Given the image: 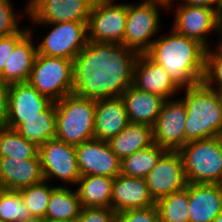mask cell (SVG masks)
<instances>
[{"mask_svg": "<svg viewBox=\"0 0 222 222\" xmlns=\"http://www.w3.org/2000/svg\"><path fill=\"white\" fill-rule=\"evenodd\" d=\"M155 202L187 187L183 160L179 151H166L145 178Z\"/></svg>", "mask_w": 222, "mask_h": 222, "instance_id": "4fadbf2b", "label": "cell"}, {"mask_svg": "<svg viewBox=\"0 0 222 222\" xmlns=\"http://www.w3.org/2000/svg\"><path fill=\"white\" fill-rule=\"evenodd\" d=\"M167 13H169V17L173 13L172 26L170 25V27L175 32L199 41L206 48H211L221 43L222 17L215 10L201 6L180 4L177 0H169ZM213 33L216 35H214V39H211L210 36ZM213 40L215 42L211 43Z\"/></svg>", "mask_w": 222, "mask_h": 222, "instance_id": "52a82bcc", "label": "cell"}, {"mask_svg": "<svg viewBox=\"0 0 222 222\" xmlns=\"http://www.w3.org/2000/svg\"><path fill=\"white\" fill-rule=\"evenodd\" d=\"M44 222H67V221L44 219Z\"/></svg>", "mask_w": 222, "mask_h": 222, "instance_id": "ee69618b", "label": "cell"}, {"mask_svg": "<svg viewBox=\"0 0 222 222\" xmlns=\"http://www.w3.org/2000/svg\"><path fill=\"white\" fill-rule=\"evenodd\" d=\"M82 206L72 186H56L50 194L44 219L76 222Z\"/></svg>", "mask_w": 222, "mask_h": 222, "instance_id": "484cf974", "label": "cell"}, {"mask_svg": "<svg viewBox=\"0 0 222 222\" xmlns=\"http://www.w3.org/2000/svg\"><path fill=\"white\" fill-rule=\"evenodd\" d=\"M44 180L39 155L32 159L0 158V182L6 190H20Z\"/></svg>", "mask_w": 222, "mask_h": 222, "instance_id": "ffe728a7", "label": "cell"}, {"mask_svg": "<svg viewBox=\"0 0 222 222\" xmlns=\"http://www.w3.org/2000/svg\"><path fill=\"white\" fill-rule=\"evenodd\" d=\"M156 205L144 178L119 174L112 185L111 209L122 212Z\"/></svg>", "mask_w": 222, "mask_h": 222, "instance_id": "ac0fdd59", "label": "cell"}, {"mask_svg": "<svg viewBox=\"0 0 222 222\" xmlns=\"http://www.w3.org/2000/svg\"><path fill=\"white\" fill-rule=\"evenodd\" d=\"M186 107L185 145L194 140L222 136V98L220 91L203 82L180 89Z\"/></svg>", "mask_w": 222, "mask_h": 222, "instance_id": "3957f363", "label": "cell"}, {"mask_svg": "<svg viewBox=\"0 0 222 222\" xmlns=\"http://www.w3.org/2000/svg\"><path fill=\"white\" fill-rule=\"evenodd\" d=\"M29 33L28 24L20 32L0 37V75L16 45Z\"/></svg>", "mask_w": 222, "mask_h": 222, "instance_id": "d590c367", "label": "cell"}, {"mask_svg": "<svg viewBox=\"0 0 222 222\" xmlns=\"http://www.w3.org/2000/svg\"><path fill=\"white\" fill-rule=\"evenodd\" d=\"M9 85L0 79V127H5L8 114Z\"/></svg>", "mask_w": 222, "mask_h": 222, "instance_id": "74e56055", "label": "cell"}, {"mask_svg": "<svg viewBox=\"0 0 222 222\" xmlns=\"http://www.w3.org/2000/svg\"><path fill=\"white\" fill-rule=\"evenodd\" d=\"M160 32L145 53L159 64L179 89L201 83L205 71L206 47L199 41L175 32Z\"/></svg>", "mask_w": 222, "mask_h": 222, "instance_id": "7a4b0ae2", "label": "cell"}, {"mask_svg": "<svg viewBox=\"0 0 222 222\" xmlns=\"http://www.w3.org/2000/svg\"><path fill=\"white\" fill-rule=\"evenodd\" d=\"M19 222H44V218L38 216H30Z\"/></svg>", "mask_w": 222, "mask_h": 222, "instance_id": "ab89813d", "label": "cell"}, {"mask_svg": "<svg viewBox=\"0 0 222 222\" xmlns=\"http://www.w3.org/2000/svg\"><path fill=\"white\" fill-rule=\"evenodd\" d=\"M73 60L38 54L28 83L56 102L73 92Z\"/></svg>", "mask_w": 222, "mask_h": 222, "instance_id": "9c48e42d", "label": "cell"}, {"mask_svg": "<svg viewBox=\"0 0 222 222\" xmlns=\"http://www.w3.org/2000/svg\"><path fill=\"white\" fill-rule=\"evenodd\" d=\"M160 222H189V199L187 187L169 194L156 202Z\"/></svg>", "mask_w": 222, "mask_h": 222, "instance_id": "f546056e", "label": "cell"}, {"mask_svg": "<svg viewBox=\"0 0 222 222\" xmlns=\"http://www.w3.org/2000/svg\"><path fill=\"white\" fill-rule=\"evenodd\" d=\"M26 140L41 146L48 140L54 139L56 134V107L53 102L40 117L24 119V123L14 128Z\"/></svg>", "mask_w": 222, "mask_h": 222, "instance_id": "4316f807", "label": "cell"}, {"mask_svg": "<svg viewBox=\"0 0 222 222\" xmlns=\"http://www.w3.org/2000/svg\"><path fill=\"white\" fill-rule=\"evenodd\" d=\"M5 190H6L5 186L0 182V198H1V195L4 193Z\"/></svg>", "mask_w": 222, "mask_h": 222, "instance_id": "7bdbcfd3", "label": "cell"}, {"mask_svg": "<svg viewBox=\"0 0 222 222\" xmlns=\"http://www.w3.org/2000/svg\"><path fill=\"white\" fill-rule=\"evenodd\" d=\"M127 111L130 123L154 126L162 105L163 97L137 89L130 85L120 96Z\"/></svg>", "mask_w": 222, "mask_h": 222, "instance_id": "7402d4cb", "label": "cell"}, {"mask_svg": "<svg viewBox=\"0 0 222 222\" xmlns=\"http://www.w3.org/2000/svg\"><path fill=\"white\" fill-rule=\"evenodd\" d=\"M76 222H117V212L111 208L82 207Z\"/></svg>", "mask_w": 222, "mask_h": 222, "instance_id": "8d00e7d4", "label": "cell"}, {"mask_svg": "<svg viewBox=\"0 0 222 222\" xmlns=\"http://www.w3.org/2000/svg\"><path fill=\"white\" fill-rule=\"evenodd\" d=\"M117 0H94L87 21L88 41L123 44L128 3Z\"/></svg>", "mask_w": 222, "mask_h": 222, "instance_id": "30bf717a", "label": "cell"}, {"mask_svg": "<svg viewBox=\"0 0 222 222\" xmlns=\"http://www.w3.org/2000/svg\"><path fill=\"white\" fill-rule=\"evenodd\" d=\"M133 86L164 99H173L180 94V89L174 84L168 73L146 54H139L135 61Z\"/></svg>", "mask_w": 222, "mask_h": 222, "instance_id": "e0dca14e", "label": "cell"}, {"mask_svg": "<svg viewBox=\"0 0 222 222\" xmlns=\"http://www.w3.org/2000/svg\"><path fill=\"white\" fill-rule=\"evenodd\" d=\"M129 123L127 111L120 97L96 100L94 139L108 142Z\"/></svg>", "mask_w": 222, "mask_h": 222, "instance_id": "44dd1931", "label": "cell"}, {"mask_svg": "<svg viewBox=\"0 0 222 222\" xmlns=\"http://www.w3.org/2000/svg\"><path fill=\"white\" fill-rule=\"evenodd\" d=\"M114 178L99 175L80 177L75 190L82 207L111 208L112 185Z\"/></svg>", "mask_w": 222, "mask_h": 222, "instance_id": "cb8c5ba5", "label": "cell"}, {"mask_svg": "<svg viewBox=\"0 0 222 222\" xmlns=\"http://www.w3.org/2000/svg\"><path fill=\"white\" fill-rule=\"evenodd\" d=\"M96 100L74 93L55 102V138L66 144L77 146L94 139Z\"/></svg>", "mask_w": 222, "mask_h": 222, "instance_id": "277c9868", "label": "cell"}, {"mask_svg": "<svg viewBox=\"0 0 222 222\" xmlns=\"http://www.w3.org/2000/svg\"><path fill=\"white\" fill-rule=\"evenodd\" d=\"M36 56V42L34 36L29 32L16 45L7 59L0 79L8 85L27 82Z\"/></svg>", "mask_w": 222, "mask_h": 222, "instance_id": "603a6c76", "label": "cell"}, {"mask_svg": "<svg viewBox=\"0 0 222 222\" xmlns=\"http://www.w3.org/2000/svg\"><path fill=\"white\" fill-rule=\"evenodd\" d=\"M53 101L28 82L9 85L8 114L5 126L14 129L24 119L40 117Z\"/></svg>", "mask_w": 222, "mask_h": 222, "instance_id": "9a60e30c", "label": "cell"}, {"mask_svg": "<svg viewBox=\"0 0 222 222\" xmlns=\"http://www.w3.org/2000/svg\"><path fill=\"white\" fill-rule=\"evenodd\" d=\"M31 214L25 205L19 191L5 190L0 198V220L4 222H19Z\"/></svg>", "mask_w": 222, "mask_h": 222, "instance_id": "1f68e13d", "label": "cell"}, {"mask_svg": "<svg viewBox=\"0 0 222 222\" xmlns=\"http://www.w3.org/2000/svg\"><path fill=\"white\" fill-rule=\"evenodd\" d=\"M38 154V146L26 140L15 129L0 127V158L32 159Z\"/></svg>", "mask_w": 222, "mask_h": 222, "instance_id": "f1b7e54d", "label": "cell"}, {"mask_svg": "<svg viewBox=\"0 0 222 222\" xmlns=\"http://www.w3.org/2000/svg\"><path fill=\"white\" fill-rule=\"evenodd\" d=\"M108 144L121 160L154 144L153 127L147 124L129 123L119 134L113 136Z\"/></svg>", "mask_w": 222, "mask_h": 222, "instance_id": "d4e9b609", "label": "cell"}, {"mask_svg": "<svg viewBox=\"0 0 222 222\" xmlns=\"http://www.w3.org/2000/svg\"><path fill=\"white\" fill-rule=\"evenodd\" d=\"M167 150L157 144L139 150L121 159L120 174L146 178Z\"/></svg>", "mask_w": 222, "mask_h": 222, "instance_id": "83f0119b", "label": "cell"}, {"mask_svg": "<svg viewBox=\"0 0 222 222\" xmlns=\"http://www.w3.org/2000/svg\"><path fill=\"white\" fill-rule=\"evenodd\" d=\"M94 0H38L29 10L30 23L87 22Z\"/></svg>", "mask_w": 222, "mask_h": 222, "instance_id": "2e32d148", "label": "cell"}, {"mask_svg": "<svg viewBox=\"0 0 222 222\" xmlns=\"http://www.w3.org/2000/svg\"><path fill=\"white\" fill-rule=\"evenodd\" d=\"M180 4L201 6L215 10L222 17V0H177Z\"/></svg>", "mask_w": 222, "mask_h": 222, "instance_id": "f35d334b", "label": "cell"}, {"mask_svg": "<svg viewBox=\"0 0 222 222\" xmlns=\"http://www.w3.org/2000/svg\"><path fill=\"white\" fill-rule=\"evenodd\" d=\"M55 187L49 181L43 180L38 184L18 190L31 216L45 218L50 194Z\"/></svg>", "mask_w": 222, "mask_h": 222, "instance_id": "4dcf8cb0", "label": "cell"}, {"mask_svg": "<svg viewBox=\"0 0 222 222\" xmlns=\"http://www.w3.org/2000/svg\"><path fill=\"white\" fill-rule=\"evenodd\" d=\"M13 2L12 0H0V37L20 32L25 24L22 26L19 24L23 23L24 18L28 19V10L21 7L22 9L17 11Z\"/></svg>", "mask_w": 222, "mask_h": 222, "instance_id": "d6a6232c", "label": "cell"}, {"mask_svg": "<svg viewBox=\"0 0 222 222\" xmlns=\"http://www.w3.org/2000/svg\"><path fill=\"white\" fill-rule=\"evenodd\" d=\"M220 44L222 45V26H221V43Z\"/></svg>", "mask_w": 222, "mask_h": 222, "instance_id": "f6af8a7d", "label": "cell"}, {"mask_svg": "<svg viewBox=\"0 0 222 222\" xmlns=\"http://www.w3.org/2000/svg\"><path fill=\"white\" fill-rule=\"evenodd\" d=\"M80 176L99 175L115 178L120 174L121 160L107 141L92 139L75 146Z\"/></svg>", "mask_w": 222, "mask_h": 222, "instance_id": "5bb4252c", "label": "cell"}, {"mask_svg": "<svg viewBox=\"0 0 222 222\" xmlns=\"http://www.w3.org/2000/svg\"><path fill=\"white\" fill-rule=\"evenodd\" d=\"M179 153L188 183L222 184V136L190 141Z\"/></svg>", "mask_w": 222, "mask_h": 222, "instance_id": "8992f818", "label": "cell"}, {"mask_svg": "<svg viewBox=\"0 0 222 222\" xmlns=\"http://www.w3.org/2000/svg\"><path fill=\"white\" fill-rule=\"evenodd\" d=\"M213 222H222V212L218 216L215 217Z\"/></svg>", "mask_w": 222, "mask_h": 222, "instance_id": "b9f144b4", "label": "cell"}, {"mask_svg": "<svg viewBox=\"0 0 222 222\" xmlns=\"http://www.w3.org/2000/svg\"><path fill=\"white\" fill-rule=\"evenodd\" d=\"M38 155L44 180L56 186H76L81 176L75 146L54 138L38 147Z\"/></svg>", "mask_w": 222, "mask_h": 222, "instance_id": "8fae6325", "label": "cell"}, {"mask_svg": "<svg viewBox=\"0 0 222 222\" xmlns=\"http://www.w3.org/2000/svg\"><path fill=\"white\" fill-rule=\"evenodd\" d=\"M138 53L123 44L87 41L73 60V92L88 99L120 97L133 85Z\"/></svg>", "mask_w": 222, "mask_h": 222, "instance_id": "6da1fadb", "label": "cell"}, {"mask_svg": "<svg viewBox=\"0 0 222 222\" xmlns=\"http://www.w3.org/2000/svg\"><path fill=\"white\" fill-rule=\"evenodd\" d=\"M136 2H128L123 45L138 54H145L159 33L163 31L161 15L164 10L168 15V2L164 0Z\"/></svg>", "mask_w": 222, "mask_h": 222, "instance_id": "5b68a950", "label": "cell"}, {"mask_svg": "<svg viewBox=\"0 0 222 222\" xmlns=\"http://www.w3.org/2000/svg\"><path fill=\"white\" fill-rule=\"evenodd\" d=\"M189 222H213L222 212V185L188 183Z\"/></svg>", "mask_w": 222, "mask_h": 222, "instance_id": "d6986e66", "label": "cell"}, {"mask_svg": "<svg viewBox=\"0 0 222 222\" xmlns=\"http://www.w3.org/2000/svg\"><path fill=\"white\" fill-rule=\"evenodd\" d=\"M202 82L215 90L222 92V45L206 49L205 71Z\"/></svg>", "mask_w": 222, "mask_h": 222, "instance_id": "836d02e7", "label": "cell"}, {"mask_svg": "<svg viewBox=\"0 0 222 222\" xmlns=\"http://www.w3.org/2000/svg\"><path fill=\"white\" fill-rule=\"evenodd\" d=\"M186 107L179 98L166 99L153 126L154 143L167 151L185 146Z\"/></svg>", "mask_w": 222, "mask_h": 222, "instance_id": "7c38bea8", "label": "cell"}, {"mask_svg": "<svg viewBox=\"0 0 222 222\" xmlns=\"http://www.w3.org/2000/svg\"><path fill=\"white\" fill-rule=\"evenodd\" d=\"M31 24V25H30ZM29 32L34 36L37 53L51 57H61L74 60L86 46L87 22H57L30 23ZM35 25V26H34ZM45 27L46 32L40 31L42 39L36 38L35 29ZM40 40V41H39Z\"/></svg>", "mask_w": 222, "mask_h": 222, "instance_id": "ba28073f", "label": "cell"}, {"mask_svg": "<svg viewBox=\"0 0 222 222\" xmlns=\"http://www.w3.org/2000/svg\"><path fill=\"white\" fill-rule=\"evenodd\" d=\"M27 1V2H26ZM38 0H25V4L23 5L27 10H29Z\"/></svg>", "mask_w": 222, "mask_h": 222, "instance_id": "60d3db41", "label": "cell"}, {"mask_svg": "<svg viewBox=\"0 0 222 222\" xmlns=\"http://www.w3.org/2000/svg\"><path fill=\"white\" fill-rule=\"evenodd\" d=\"M117 222H160V215L157 206L153 205L118 212Z\"/></svg>", "mask_w": 222, "mask_h": 222, "instance_id": "e575fe53", "label": "cell"}]
</instances>
